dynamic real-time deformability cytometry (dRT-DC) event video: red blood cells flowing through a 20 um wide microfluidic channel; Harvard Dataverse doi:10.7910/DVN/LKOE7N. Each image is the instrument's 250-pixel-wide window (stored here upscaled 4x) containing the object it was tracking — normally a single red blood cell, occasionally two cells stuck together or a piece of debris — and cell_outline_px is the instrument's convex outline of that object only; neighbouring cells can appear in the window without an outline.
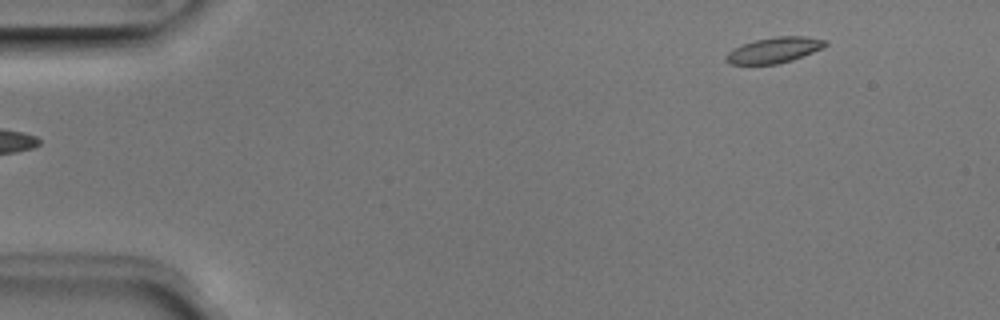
{"species": "Egyptian fruit bat (a non-hibernating species)", "species_latin": "Rousettus aegyptiacus", "temperature_condition": "room temperature", "stored_images_in_passage": 11, "camera_frame_rate_fps": 3000, "um_per_image_px": 0.085, "animal": {"sex": "male"}, "frame": {"image": 1, "passage_image": 1, "time_ms": 0.0, "image_size_px": [1000, 320], "cell_outline_px": [[828, 44], [824, 48], [792, 60], [776, 64], [732, 64], [724, 60], [728, 52], [744, 44], [756, 40], [776, 36], [804, 36], [828, 40]], "centroid_in_image_um": [65.87, 4.25], "position_along_channel_um": 19.1, "area_um2": 14.74}}